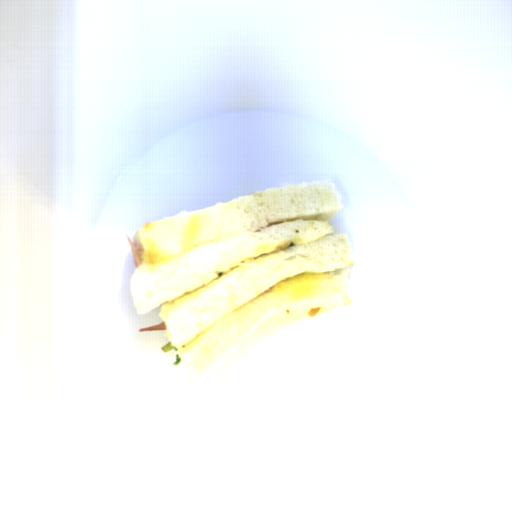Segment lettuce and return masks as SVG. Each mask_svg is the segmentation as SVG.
Returning a JSON list of instances; mask_svg holds the SVG:
<instances>
[{
  "label": "lettuce",
  "mask_w": 512,
  "mask_h": 512,
  "mask_svg": "<svg viewBox=\"0 0 512 512\" xmlns=\"http://www.w3.org/2000/svg\"><path fill=\"white\" fill-rule=\"evenodd\" d=\"M164 353L165 352H169V351H172V349L175 350V358H176V361L172 364L174 366H178L180 363H181V360H182V357H180V354H179V351L177 349V347L175 346H172L171 344V340L166 344L164 345L163 347L160 348Z\"/></svg>",
  "instance_id": "9fb2a089"
}]
</instances>
